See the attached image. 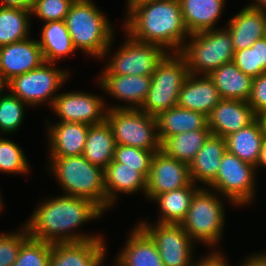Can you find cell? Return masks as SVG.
<instances>
[{
  "label": "cell",
  "instance_id": "obj_1",
  "mask_svg": "<svg viewBox=\"0 0 266 266\" xmlns=\"http://www.w3.org/2000/svg\"><path fill=\"white\" fill-rule=\"evenodd\" d=\"M103 213L89 199L63 194L41 202L25 225L30 237L49 243L103 239L99 234L85 235L73 231Z\"/></svg>",
  "mask_w": 266,
  "mask_h": 266
},
{
  "label": "cell",
  "instance_id": "obj_2",
  "mask_svg": "<svg viewBox=\"0 0 266 266\" xmlns=\"http://www.w3.org/2000/svg\"><path fill=\"white\" fill-rule=\"evenodd\" d=\"M123 24L134 39L161 46L167 52H181L190 36L179 0H152L134 6ZM169 49V50H168Z\"/></svg>",
  "mask_w": 266,
  "mask_h": 266
},
{
  "label": "cell",
  "instance_id": "obj_3",
  "mask_svg": "<svg viewBox=\"0 0 266 266\" xmlns=\"http://www.w3.org/2000/svg\"><path fill=\"white\" fill-rule=\"evenodd\" d=\"M65 23L76 50L101 59L110 52L114 30L91 0H75L66 15Z\"/></svg>",
  "mask_w": 266,
  "mask_h": 266
},
{
  "label": "cell",
  "instance_id": "obj_4",
  "mask_svg": "<svg viewBox=\"0 0 266 266\" xmlns=\"http://www.w3.org/2000/svg\"><path fill=\"white\" fill-rule=\"evenodd\" d=\"M50 171L64 195L84 197L107 210L104 169L91 164L83 155L51 157Z\"/></svg>",
  "mask_w": 266,
  "mask_h": 266
},
{
  "label": "cell",
  "instance_id": "obj_5",
  "mask_svg": "<svg viewBox=\"0 0 266 266\" xmlns=\"http://www.w3.org/2000/svg\"><path fill=\"white\" fill-rule=\"evenodd\" d=\"M186 59L180 52H168L151 75V85L140 110L157 117L177 106L179 92L188 77Z\"/></svg>",
  "mask_w": 266,
  "mask_h": 266
},
{
  "label": "cell",
  "instance_id": "obj_6",
  "mask_svg": "<svg viewBox=\"0 0 266 266\" xmlns=\"http://www.w3.org/2000/svg\"><path fill=\"white\" fill-rule=\"evenodd\" d=\"M188 38L180 53L191 74L208 75L234 59L232 37L226 28L197 32Z\"/></svg>",
  "mask_w": 266,
  "mask_h": 266
},
{
  "label": "cell",
  "instance_id": "obj_7",
  "mask_svg": "<svg viewBox=\"0 0 266 266\" xmlns=\"http://www.w3.org/2000/svg\"><path fill=\"white\" fill-rule=\"evenodd\" d=\"M218 198L208 188H200L194 194L187 215L180 224L193 242L215 247L220 241L226 214L224 204Z\"/></svg>",
  "mask_w": 266,
  "mask_h": 266
},
{
  "label": "cell",
  "instance_id": "obj_8",
  "mask_svg": "<svg viewBox=\"0 0 266 266\" xmlns=\"http://www.w3.org/2000/svg\"><path fill=\"white\" fill-rule=\"evenodd\" d=\"M106 121L116 144L148 151L161 150L156 117L140 109H108Z\"/></svg>",
  "mask_w": 266,
  "mask_h": 266
},
{
  "label": "cell",
  "instance_id": "obj_9",
  "mask_svg": "<svg viewBox=\"0 0 266 266\" xmlns=\"http://www.w3.org/2000/svg\"><path fill=\"white\" fill-rule=\"evenodd\" d=\"M69 77V71L56 69L54 63L44 62L40 67L11 79L8 90L28 106L49 102L52 107L58 96L56 91Z\"/></svg>",
  "mask_w": 266,
  "mask_h": 266
},
{
  "label": "cell",
  "instance_id": "obj_10",
  "mask_svg": "<svg viewBox=\"0 0 266 266\" xmlns=\"http://www.w3.org/2000/svg\"><path fill=\"white\" fill-rule=\"evenodd\" d=\"M256 167L226 151L216 179L208 186L234 205H249L255 196ZM224 195V196H223Z\"/></svg>",
  "mask_w": 266,
  "mask_h": 266
},
{
  "label": "cell",
  "instance_id": "obj_11",
  "mask_svg": "<svg viewBox=\"0 0 266 266\" xmlns=\"http://www.w3.org/2000/svg\"><path fill=\"white\" fill-rule=\"evenodd\" d=\"M126 41L115 52L101 75L151 76L158 63L168 53L159 45L134 39L127 33Z\"/></svg>",
  "mask_w": 266,
  "mask_h": 266
},
{
  "label": "cell",
  "instance_id": "obj_12",
  "mask_svg": "<svg viewBox=\"0 0 266 266\" xmlns=\"http://www.w3.org/2000/svg\"><path fill=\"white\" fill-rule=\"evenodd\" d=\"M138 225L155 242L164 266H193L194 242L180 224L142 221Z\"/></svg>",
  "mask_w": 266,
  "mask_h": 266
},
{
  "label": "cell",
  "instance_id": "obj_13",
  "mask_svg": "<svg viewBox=\"0 0 266 266\" xmlns=\"http://www.w3.org/2000/svg\"><path fill=\"white\" fill-rule=\"evenodd\" d=\"M105 100L97 95L84 92L58 94L51 107L60 122H76L96 125L106 121L108 108Z\"/></svg>",
  "mask_w": 266,
  "mask_h": 266
},
{
  "label": "cell",
  "instance_id": "obj_14",
  "mask_svg": "<svg viewBox=\"0 0 266 266\" xmlns=\"http://www.w3.org/2000/svg\"><path fill=\"white\" fill-rule=\"evenodd\" d=\"M191 183L189 165L160 150L153 155L145 195L152 201L157 195L186 187Z\"/></svg>",
  "mask_w": 266,
  "mask_h": 266
},
{
  "label": "cell",
  "instance_id": "obj_15",
  "mask_svg": "<svg viewBox=\"0 0 266 266\" xmlns=\"http://www.w3.org/2000/svg\"><path fill=\"white\" fill-rule=\"evenodd\" d=\"M207 118L211 135L225 138L251 124L257 115L248 101L222 98Z\"/></svg>",
  "mask_w": 266,
  "mask_h": 266
},
{
  "label": "cell",
  "instance_id": "obj_16",
  "mask_svg": "<svg viewBox=\"0 0 266 266\" xmlns=\"http://www.w3.org/2000/svg\"><path fill=\"white\" fill-rule=\"evenodd\" d=\"M45 62L37 40H25L0 47V73L9 82Z\"/></svg>",
  "mask_w": 266,
  "mask_h": 266
},
{
  "label": "cell",
  "instance_id": "obj_17",
  "mask_svg": "<svg viewBox=\"0 0 266 266\" xmlns=\"http://www.w3.org/2000/svg\"><path fill=\"white\" fill-rule=\"evenodd\" d=\"M104 239L52 243L49 266H102Z\"/></svg>",
  "mask_w": 266,
  "mask_h": 266
},
{
  "label": "cell",
  "instance_id": "obj_18",
  "mask_svg": "<svg viewBox=\"0 0 266 266\" xmlns=\"http://www.w3.org/2000/svg\"><path fill=\"white\" fill-rule=\"evenodd\" d=\"M99 78L98 84L104 91L126 102V105L111 106L108 109H140L151 85V76L144 75H100Z\"/></svg>",
  "mask_w": 266,
  "mask_h": 266
},
{
  "label": "cell",
  "instance_id": "obj_19",
  "mask_svg": "<svg viewBox=\"0 0 266 266\" xmlns=\"http://www.w3.org/2000/svg\"><path fill=\"white\" fill-rule=\"evenodd\" d=\"M218 89L208 75L188 74L179 92L177 106L208 116L221 101Z\"/></svg>",
  "mask_w": 266,
  "mask_h": 266
},
{
  "label": "cell",
  "instance_id": "obj_20",
  "mask_svg": "<svg viewBox=\"0 0 266 266\" xmlns=\"http://www.w3.org/2000/svg\"><path fill=\"white\" fill-rule=\"evenodd\" d=\"M46 122L50 157H71L82 155L89 131V125L76 122Z\"/></svg>",
  "mask_w": 266,
  "mask_h": 266
},
{
  "label": "cell",
  "instance_id": "obj_21",
  "mask_svg": "<svg viewBox=\"0 0 266 266\" xmlns=\"http://www.w3.org/2000/svg\"><path fill=\"white\" fill-rule=\"evenodd\" d=\"M234 51L250 48L266 36V10L245 6L228 22Z\"/></svg>",
  "mask_w": 266,
  "mask_h": 266
},
{
  "label": "cell",
  "instance_id": "obj_22",
  "mask_svg": "<svg viewBox=\"0 0 266 266\" xmlns=\"http://www.w3.org/2000/svg\"><path fill=\"white\" fill-rule=\"evenodd\" d=\"M129 237L113 266H164L155 242L139 225Z\"/></svg>",
  "mask_w": 266,
  "mask_h": 266
},
{
  "label": "cell",
  "instance_id": "obj_23",
  "mask_svg": "<svg viewBox=\"0 0 266 266\" xmlns=\"http://www.w3.org/2000/svg\"><path fill=\"white\" fill-rule=\"evenodd\" d=\"M107 210L114 205L117 193L133 194L138 191L145 193L147 178L123 163L112 160L104 169Z\"/></svg>",
  "mask_w": 266,
  "mask_h": 266
},
{
  "label": "cell",
  "instance_id": "obj_24",
  "mask_svg": "<svg viewBox=\"0 0 266 266\" xmlns=\"http://www.w3.org/2000/svg\"><path fill=\"white\" fill-rule=\"evenodd\" d=\"M226 151L225 138L210 135L189 164L192 182L197 184L199 181L209 186L216 179L219 165Z\"/></svg>",
  "mask_w": 266,
  "mask_h": 266
},
{
  "label": "cell",
  "instance_id": "obj_25",
  "mask_svg": "<svg viewBox=\"0 0 266 266\" xmlns=\"http://www.w3.org/2000/svg\"><path fill=\"white\" fill-rule=\"evenodd\" d=\"M226 0H179L189 34L216 29Z\"/></svg>",
  "mask_w": 266,
  "mask_h": 266
},
{
  "label": "cell",
  "instance_id": "obj_26",
  "mask_svg": "<svg viewBox=\"0 0 266 266\" xmlns=\"http://www.w3.org/2000/svg\"><path fill=\"white\" fill-rule=\"evenodd\" d=\"M156 120L158 137L161 143L169 136L187 131L209 129L208 118L205 114L179 106L160 113Z\"/></svg>",
  "mask_w": 266,
  "mask_h": 266
},
{
  "label": "cell",
  "instance_id": "obj_27",
  "mask_svg": "<svg viewBox=\"0 0 266 266\" xmlns=\"http://www.w3.org/2000/svg\"><path fill=\"white\" fill-rule=\"evenodd\" d=\"M223 99L248 101L253 78L244 74L233 61L221 65L208 74Z\"/></svg>",
  "mask_w": 266,
  "mask_h": 266
},
{
  "label": "cell",
  "instance_id": "obj_28",
  "mask_svg": "<svg viewBox=\"0 0 266 266\" xmlns=\"http://www.w3.org/2000/svg\"><path fill=\"white\" fill-rule=\"evenodd\" d=\"M264 137L260 122L256 118L248 126L225 137L226 149L241 161L256 167Z\"/></svg>",
  "mask_w": 266,
  "mask_h": 266
},
{
  "label": "cell",
  "instance_id": "obj_29",
  "mask_svg": "<svg viewBox=\"0 0 266 266\" xmlns=\"http://www.w3.org/2000/svg\"><path fill=\"white\" fill-rule=\"evenodd\" d=\"M40 40H37L47 63H54L75 53L76 48L67 30L65 20L46 22L40 33Z\"/></svg>",
  "mask_w": 266,
  "mask_h": 266
},
{
  "label": "cell",
  "instance_id": "obj_30",
  "mask_svg": "<svg viewBox=\"0 0 266 266\" xmlns=\"http://www.w3.org/2000/svg\"><path fill=\"white\" fill-rule=\"evenodd\" d=\"M116 142L107 121L90 125L83 156L93 165L105 169L113 160Z\"/></svg>",
  "mask_w": 266,
  "mask_h": 266
},
{
  "label": "cell",
  "instance_id": "obj_31",
  "mask_svg": "<svg viewBox=\"0 0 266 266\" xmlns=\"http://www.w3.org/2000/svg\"><path fill=\"white\" fill-rule=\"evenodd\" d=\"M200 188V185L197 186L192 182L186 187L157 195L152 200L159 205L161 213L157 223L181 224L187 215L194 194Z\"/></svg>",
  "mask_w": 266,
  "mask_h": 266
},
{
  "label": "cell",
  "instance_id": "obj_32",
  "mask_svg": "<svg viewBox=\"0 0 266 266\" xmlns=\"http://www.w3.org/2000/svg\"><path fill=\"white\" fill-rule=\"evenodd\" d=\"M210 135V129H200L169 136L161 143V150L189 165Z\"/></svg>",
  "mask_w": 266,
  "mask_h": 266
},
{
  "label": "cell",
  "instance_id": "obj_33",
  "mask_svg": "<svg viewBox=\"0 0 266 266\" xmlns=\"http://www.w3.org/2000/svg\"><path fill=\"white\" fill-rule=\"evenodd\" d=\"M31 11L0 6V47L29 38Z\"/></svg>",
  "mask_w": 266,
  "mask_h": 266
},
{
  "label": "cell",
  "instance_id": "obj_34",
  "mask_svg": "<svg viewBox=\"0 0 266 266\" xmlns=\"http://www.w3.org/2000/svg\"><path fill=\"white\" fill-rule=\"evenodd\" d=\"M233 62L252 78L266 73V36L256 40L250 48L235 51Z\"/></svg>",
  "mask_w": 266,
  "mask_h": 266
},
{
  "label": "cell",
  "instance_id": "obj_35",
  "mask_svg": "<svg viewBox=\"0 0 266 266\" xmlns=\"http://www.w3.org/2000/svg\"><path fill=\"white\" fill-rule=\"evenodd\" d=\"M52 243L28 237L12 266H49Z\"/></svg>",
  "mask_w": 266,
  "mask_h": 266
},
{
  "label": "cell",
  "instance_id": "obj_36",
  "mask_svg": "<svg viewBox=\"0 0 266 266\" xmlns=\"http://www.w3.org/2000/svg\"><path fill=\"white\" fill-rule=\"evenodd\" d=\"M26 105V106H25ZM27 104L11 92L0 97V132L13 133L22 125Z\"/></svg>",
  "mask_w": 266,
  "mask_h": 266
},
{
  "label": "cell",
  "instance_id": "obj_37",
  "mask_svg": "<svg viewBox=\"0 0 266 266\" xmlns=\"http://www.w3.org/2000/svg\"><path fill=\"white\" fill-rule=\"evenodd\" d=\"M29 165L25 153L18 144L10 139L0 138V172L27 174Z\"/></svg>",
  "mask_w": 266,
  "mask_h": 266
},
{
  "label": "cell",
  "instance_id": "obj_38",
  "mask_svg": "<svg viewBox=\"0 0 266 266\" xmlns=\"http://www.w3.org/2000/svg\"><path fill=\"white\" fill-rule=\"evenodd\" d=\"M153 151L116 144L113 160L133 167L148 178Z\"/></svg>",
  "mask_w": 266,
  "mask_h": 266
},
{
  "label": "cell",
  "instance_id": "obj_39",
  "mask_svg": "<svg viewBox=\"0 0 266 266\" xmlns=\"http://www.w3.org/2000/svg\"><path fill=\"white\" fill-rule=\"evenodd\" d=\"M75 0H33L31 14L44 22L65 20Z\"/></svg>",
  "mask_w": 266,
  "mask_h": 266
},
{
  "label": "cell",
  "instance_id": "obj_40",
  "mask_svg": "<svg viewBox=\"0 0 266 266\" xmlns=\"http://www.w3.org/2000/svg\"><path fill=\"white\" fill-rule=\"evenodd\" d=\"M29 237V232L24 224L16 232L0 234V266H12L16 261L21 244Z\"/></svg>",
  "mask_w": 266,
  "mask_h": 266
},
{
  "label": "cell",
  "instance_id": "obj_41",
  "mask_svg": "<svg viewBox=\"0 0 266 266\" xmlns=\"http://www.w3.org/2000/svg\"><path fill=\"white\" fill-rule=\"evenodd\" d=\"M248 103L256 115L266 110V73L253 78L252 91Z\"/></svg>",
  "mask_w": 266,
  "mask_h": 266
},
{
  "label": "cell",
  "instance_id": "obj_42",
  "mask_svg": "<svg viewBox=\"0 0 266 266\" xmlns=\"http://www.w3.org/2000/svg\"><path fill=\"white\" fill-rule=\"evenodd\" d=\"M214 252H210L203 259H198L199 261L194 262L193 266H230L226 261L225 257L221 254V251L212 250Z\"/></svg>",
  "mask_w": 266,
  "mask_h": 266
},
{
  "label": "cell",
  "instance_id": "obj_43",
  "mask_svg": "<svg viewBox=\"0 0 266 266\" xmlns=\"http://www.w3.org/2000/svg\"><path fill=\"white\" fill-rule=\"evenodd\" d=\"M33 0H0V6L31 10Z\"/></svg>",
  "mask_w": 266,
  "mask_h": 266
},
{
  "label": "cell",
  "instance_id": "obj_44",
  "mask_svg": "<svg viewBox=\"0 0 266 266\" xmlns=\"http://www.w3.org/2000/svg\"><path fill=\"white\" fill-rule=\"evenodd\" d=\"M245 261V262H244ZM240 266H266V252L247 257Z\"/></svg>",
  "mask_w": 266,
  "mask_h": 266
},
{
  "label": "cell",
  "instance_id": "obj_45",
  "mask_svg": "<svg viewBox=\"0 0 266 266\" xmlns=\"http://www.w3.org/2000/svg\"><path fill=\"white\" fill-rule=\"evenodd\" d=\"M259 166H264L266 168V137H264L261 151H260V157L259 161L256 165V169H258Z\"/></svg>",
  "mask_w": 266,
  "mask_h": 266
},
{
  "label": "cell",
  "instance_id": "obj_46",
  "mask_svg": "<svg viewBox=\"0 0 266 266\" xmlns=\"http://www.w3.org/2000/svg\"><path fill=\"white\" fill-rule=\"evenodd\" d=\"M257 119L260 122L262 131L264 133V136L266 137V110H264L263 112H260L257 115Z\"/></svg>",
  "mask_w": 266,
  "mask_h": 266
},
{
  "label": "cell",
  "instance_id": "obj_47",
  "mask_svg": "<svg viewBox=\"0 0 266 266\" xmlns=\"http://www.w3.org/2000/svg\"><path fill=\"white\" fill-rule=\"evenodd\" d=\"M247 6H250L252 8L266 10V0H253V2L250 5H247Z\"/></svg>",
  "mask_w": 266,
  "mask_h": 266
},
{
  "label": "cell",
  "instance_id": "obj_48",
  "mask_svg": "<svg viewBox=\"0 0 266 266\" xmlns=\"http://www.w3.org/2000/svg\"><path fill=\"white\" fill-rule=\"evenodd\" d=\"M127 2V13L134 7L137 6L143 2L152 1V0H126Z\"/></svg>",
  "mask_w": 266,
  "mask_h": 266
},
{
  "label": "cell",
  "instance_id": "obj_49",
  "mask_svg": "<svg viewBox=\"0 0 266 266\" xmlns=\"http://www.w3.org/2000/svg\"><path fill=\"white\" fill-rule=\"evenodd\" d=\"M5 88H7V89L9 88L8 87V81L0 73V97H2L5 94V91H4Z\"/></svg>",
  "mask_w": 266,
  "mask_h": 266
},
{
  "label": "cell",
  "instance_id": "obj_50",
  "mask_svg": "<svg viewBox=\"0 0 266 266\" xmlns=\"http://www.w3.org/2000/svg\"><path fill=\"white\" fill-rule=\"evenodd\" d=\"M3 201H2V197H1V193H0V212L2 211V208H3V203H2Z\"/></svg>",
  "mask_w": 266,
  "mask_h": 266
}]
</instances>
